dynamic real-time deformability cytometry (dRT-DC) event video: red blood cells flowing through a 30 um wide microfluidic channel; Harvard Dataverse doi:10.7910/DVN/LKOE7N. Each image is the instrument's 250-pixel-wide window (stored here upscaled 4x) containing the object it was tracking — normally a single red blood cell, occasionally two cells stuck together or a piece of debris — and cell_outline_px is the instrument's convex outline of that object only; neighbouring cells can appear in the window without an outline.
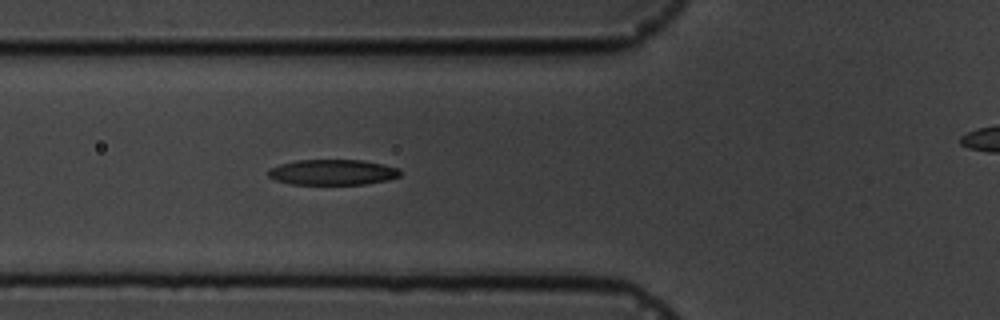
{"species": "common noctule bat (a hibernating species)", "species_latin": "Nyctalus noctula", "temperature_condition": "cold", "stored_images_in_passage": 7, "segment_of_instrument_passage": [1, 2], "camera_frame_rate_fps": 3000, "um_per_image_px": 0.085, "animal": {"sex": "male", "body_mass_g": 19.5, "forearm_length_mm": 54.6}, "frame": {"image": 1, "passage_image": 6, "time_ms": 6.667, "image_size_px": [1000, 320], "cell_outline_px": [[400, 176], [388, 180], [364, 184], [292, 184], [276, 180], [268, 176], [268, 172], [272, 168], [280, 164], [296, 160], [360, 160], [384, 164], [400, 168]], "centroid_in_image_um": [28.31, 14.64], "position_along_channel_um": 97.5, "area_um2": 19.54}}